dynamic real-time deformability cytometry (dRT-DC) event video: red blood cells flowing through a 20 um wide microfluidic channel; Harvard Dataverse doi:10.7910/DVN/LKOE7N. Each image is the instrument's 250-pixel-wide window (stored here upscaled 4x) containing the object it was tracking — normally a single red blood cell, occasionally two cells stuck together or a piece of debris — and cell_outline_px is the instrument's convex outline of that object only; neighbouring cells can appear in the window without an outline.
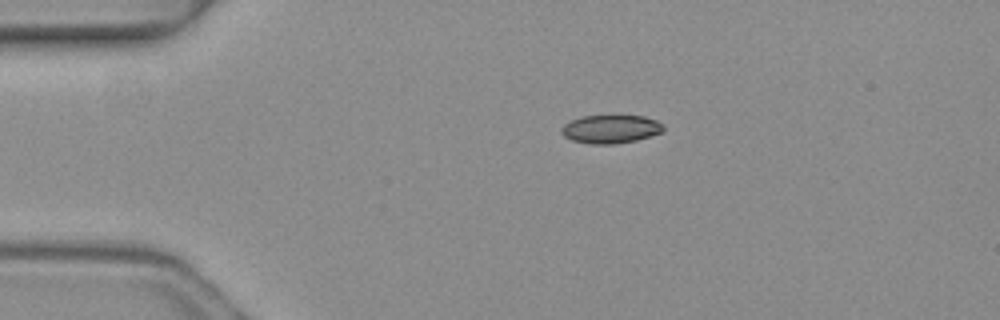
{"species": "common noctule bat (a hibernating species)", "species_latin": "Nyctalus noctula", "temperature_condition": "warm", "stored_images_in_passage": 3, "camera_frame_rate_fps": 3000, "um_per_image_px": 0.085, "animal": {"sex": "female", "body_mass_g": 19.3, "forearm_length_mm": 54.1}, "frame": {"image": 1, "passage_image": 1, "time_ms": 0.0, "image_size_px": [1000, 320], "cell_outline_px": [[664, 132], [636, 140], [616, 144], [592, 144], [572, 140], [564, 136], [560, 132], [560, 128], [564, 124], [580, 116], [612, 112], [644, 116], [656, 120], [664, 124]], "centroid_in_image_um": [51.92, 10.91], "position_along_channel_um": 33.1, "area_um2": 17.86}}